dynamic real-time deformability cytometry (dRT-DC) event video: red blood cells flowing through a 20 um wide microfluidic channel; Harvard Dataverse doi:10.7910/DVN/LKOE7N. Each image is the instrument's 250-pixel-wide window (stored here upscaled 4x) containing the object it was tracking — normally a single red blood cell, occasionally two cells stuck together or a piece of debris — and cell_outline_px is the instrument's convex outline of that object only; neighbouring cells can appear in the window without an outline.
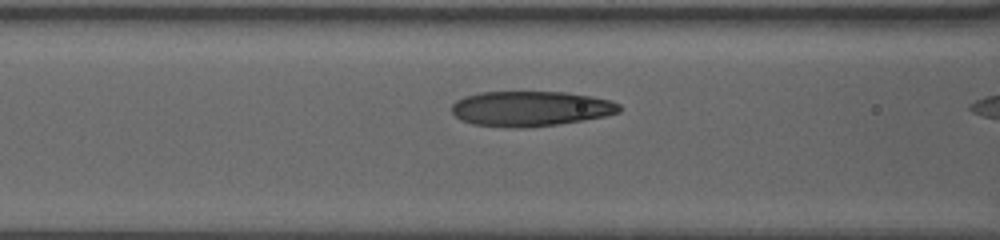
{"species": "human", "species_latin": "Homo sapiens", "temperature_condition": "warm", "stored_images_in_passage": 14, "camera_frame_rate_fps": 3000, "um_per_image_px": 0.085, "donor": {"sex": "female"}, "frame": {"image": 1, "passage_image": 12, "time_ms": 3.667, "image_size_px": [1000, 240], "cell_outline_px": [[620, 112], [604, 116], [584, 120], [556, 124], [524, 128], [516, 128], [472, 124], [460, 120], [452, 112], [452, 104], [456, 100], [464, 96], [480, 92], [564, 92], [592, 96], [608, 100], [620, 104]], "centroid_in_image_um": [45.07, 9.23], "position_along_channel_um": 121.5, "area_um2": 34.28}}